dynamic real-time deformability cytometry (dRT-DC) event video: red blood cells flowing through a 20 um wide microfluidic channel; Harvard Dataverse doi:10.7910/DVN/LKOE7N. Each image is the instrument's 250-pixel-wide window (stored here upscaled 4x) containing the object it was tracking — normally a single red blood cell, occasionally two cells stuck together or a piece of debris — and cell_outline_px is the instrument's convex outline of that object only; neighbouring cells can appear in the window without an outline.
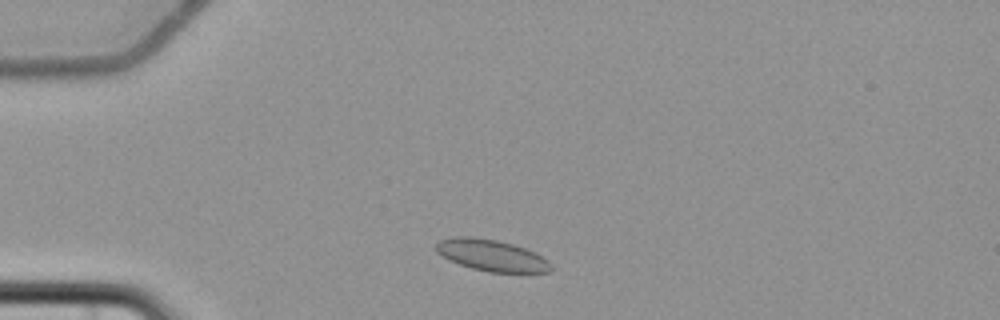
{"species": "common noctule bat (a hibernating species)", "species_latin": "Nyctalus noctula", "temperature_condition": "cold", "stored_images_in_passage": 4, "camera_frame_rate_fps": 3000, "um_per_image_px": 0.085, "animal": {"sex": "female", "body_mass_g": 22.7, "forearm_length_mm": 54.2}, "frame": {"image": 1, "passage_image": 2, "time_ms": 1.0, "image_size_px": [1000, 320], "cell_outline_px": [[552, 272], [488, 272], [472, 268], [460, 264], [436, 252], [436, 244], [440, 240], [456, 236], [472, 236], [496, 240], [512, 244], [536, 252], [548, 260], [552, 264]], "centroid_in_image_um": [41.82, 21.7], "position_along_channel_um": 43.2, "area_um2": 20.98}}
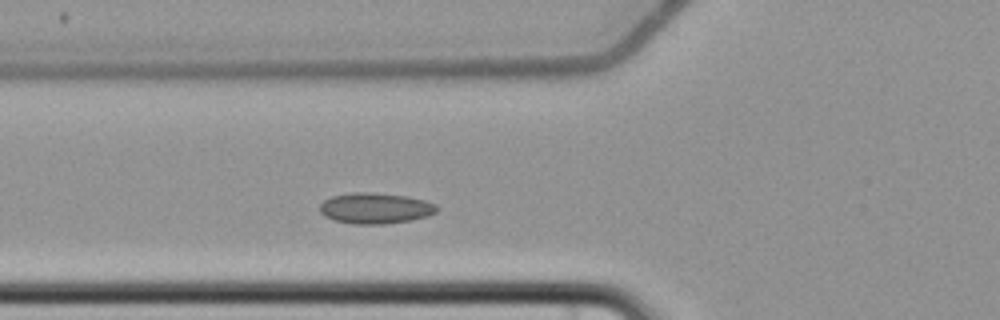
{"frame": {"image": 2, "passage_image": 4, "time_ms": 3.333, "image_size_px": [1000, 320], "cell_outline_px": [[440, 208], [436, 212], [428, 216], [412, 220], [384, 224], [352, 224], [332, 220], [324, 216], [320, 212], [320, 204], [324, 200], [332, 196], [352, 192], [372, 192], [408, 196], [424, 200], [436, 204]], "centroid_in_image_um": [31.91, 17.7], "position_along_channel_um": 93.9, "area_um2": 21.33}}